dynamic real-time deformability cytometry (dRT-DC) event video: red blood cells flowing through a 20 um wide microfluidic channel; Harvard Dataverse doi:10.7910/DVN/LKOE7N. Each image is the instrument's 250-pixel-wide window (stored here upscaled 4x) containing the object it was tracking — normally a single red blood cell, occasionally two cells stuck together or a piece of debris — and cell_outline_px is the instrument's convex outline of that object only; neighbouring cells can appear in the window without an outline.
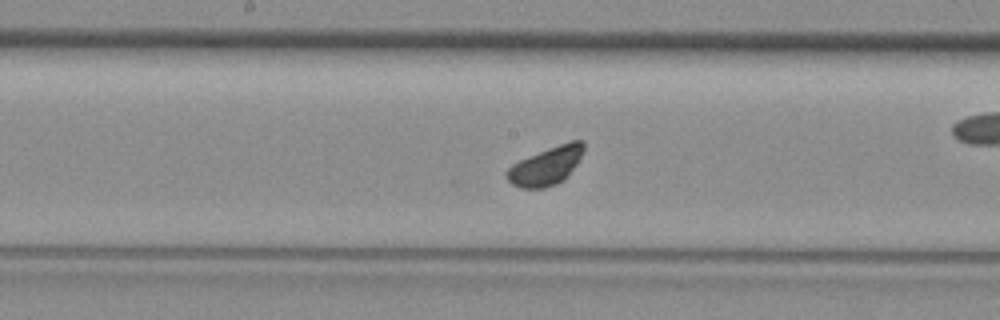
{"species": "common noctule bat (a hibernating species)", "species_latin": "Nyctalus noctula", "temperature_condition": "room temperature", "stored_images_in_passage": 31, "camera_frame_rate_fps": 3000, "um_per_image_px": 0.085, "animal": {"sex": "female", "body_mass_g": 29.2, "forearm_length_mm": 56.3}, "frame": {"image": 1, "passage_image": 9, "time_ms": 2.667, "image_size_px": [1000, 320], "cell_outline_px": [[584, 148], [576, 164], [564, 180], [556, 184], [544, 188], [520, 188], [512, 184], [504, 176], [504, 172], [512, 164], [520, 160], [548, 148], [572, 140], [584, 140]], "centroid_in_image_um": [46.38, 14.12], "position_along_channel_um": 201.8, "area_um2": 16.99}}
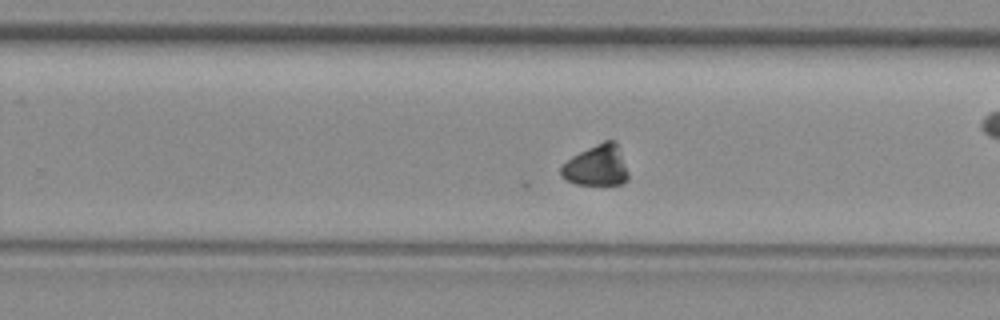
{"frame": {"image": 2, "passage_image": 14, "time_ms": 4.333, "image_size_px": [1000, 320], "cell_outline_px": [[628, 180], [624, 184], [576, 184], [560, 176], [560, 168], [572, 156], [604, 140], [612, 140], [616, 144], [628, 172]], "centroid_in_image_um": [50.7, 14.09], "position_along_channel_um": 279.1, "area_um2": 15.72}}